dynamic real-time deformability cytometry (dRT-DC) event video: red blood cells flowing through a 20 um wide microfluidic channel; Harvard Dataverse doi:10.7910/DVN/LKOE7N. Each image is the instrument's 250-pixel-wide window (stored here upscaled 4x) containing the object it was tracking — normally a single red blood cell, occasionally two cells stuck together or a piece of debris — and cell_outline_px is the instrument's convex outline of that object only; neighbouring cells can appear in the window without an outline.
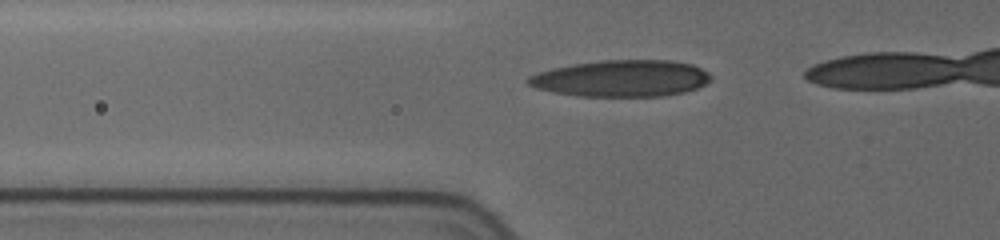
{"species": "human", "species_latin": "Homo sapiens", "temperature_condition": "cold", "stored_images_in_passage": 7, "camera_frame_rate_fps": 3000, "um_per_image_px": 0.085, "donor": {"sex": "female"}, "frame": {"image": 1, "passage_image": 5, "time_ms": 4.333, "image_size_px": [1000, 240], "cell_outline_px": [[712, 80], [696, 88], [684, 92], [664, 96], [576, 96], [552, 92], [536, 88], [528, 84], [524, 80], [528, 76], [552, 68], [572, 64], [600, 60], [668, 60], [692, 64], [708, 72], [712, 76]], "centroid_in_image_um": [52.8, 6.66], "position_along_channel_um": 73.0, "area_um2": 39.13}}